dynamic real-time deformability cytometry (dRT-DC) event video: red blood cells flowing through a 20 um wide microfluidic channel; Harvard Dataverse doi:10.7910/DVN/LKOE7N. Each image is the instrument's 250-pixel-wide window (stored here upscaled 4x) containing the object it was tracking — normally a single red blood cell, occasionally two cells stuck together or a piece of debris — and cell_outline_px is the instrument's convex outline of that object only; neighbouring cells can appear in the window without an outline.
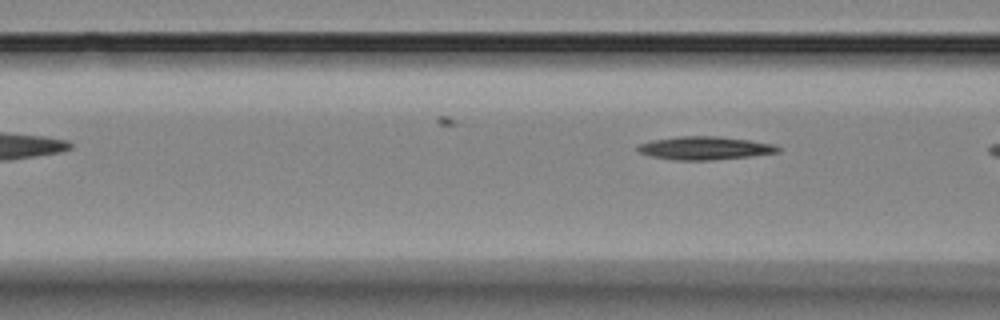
{"species": "Egyptian fruit bat (a non-hibernating species)", "species_latin": "Rousettus aegyptiacus", "temperature_condition": "room temperature", "stored_images_in_passage": 5, "camera_frame_rate_fps": 3000, "um_per_image_px": 0.085, "animal": {"sex": "female"}, "frame": {"image": 1, "passage_image": 5, "time_ms": 4.667, "image_size_px": [1000, 320], "cell_outline_px": [[780, 152], [748, 156], [708, 160], [672, 160], [652, 156], [636, 152], [636, 148], [640, 144], [652, 140], [676, 136], [720, 136], [776, 144], [780, 148]], "centroid_in_image_um": [59.88, 12.58], "position_along_channel_um": 106.7, "area_um2": 18.96}}